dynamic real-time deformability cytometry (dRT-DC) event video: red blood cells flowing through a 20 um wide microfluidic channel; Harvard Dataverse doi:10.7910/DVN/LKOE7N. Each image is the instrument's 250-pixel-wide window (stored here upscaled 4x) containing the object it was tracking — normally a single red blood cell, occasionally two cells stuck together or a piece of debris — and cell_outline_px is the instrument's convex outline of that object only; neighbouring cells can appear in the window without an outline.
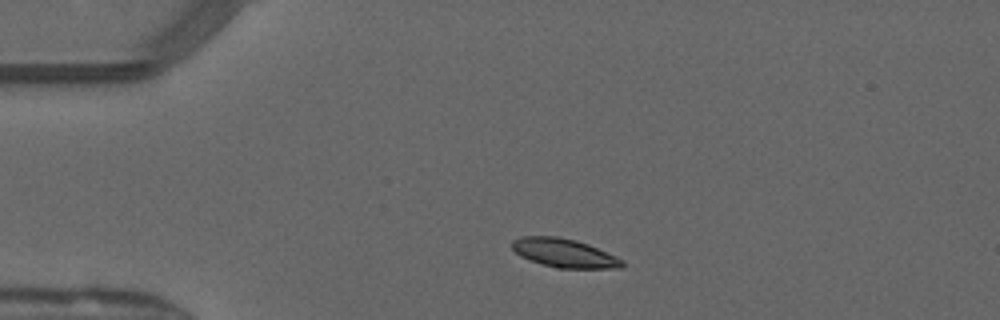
{"species": "common noctule bat (a hibernating species)", "species_latin": "Nyctalus noctula", "temperature_condition": "warm", "stored_images_in_passage": 40, "camera_frame_rate_fps": 3000, "um_per_image_px": 0.085, "animal": {"sex": "male", "forearm_length_mm": 52.5}, "frame": {"image": 1, "passage_image": 1, "time_ms": 0.0, "image_size_px": [1000, 320], "cell_outline_px": [[624, 264], [620, 268], [556, 268], [520, 256], [512, 248], [512, 240], [520, 236], [560, 236], [576, 240], [588, 244], [616, 256], [624, 260]], "centroid_in_image_um": [47.96, 21.49], "position_along_channel_um": 37.0, "area_um2": 18.38}}
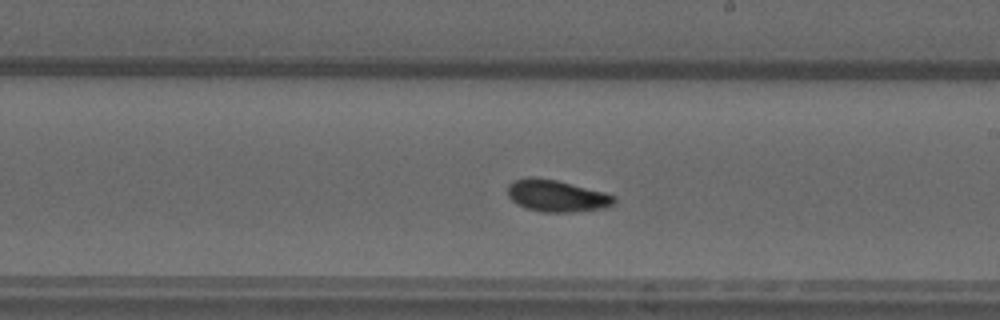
{"frame": {"image": 2, "passage_image": 19, "time_ms": 6.0, "image_size_px": [1000, 320], "cell_outline_px": [[616, 200], [608, 208], [572, 212], [540, 212], [524, 208], [512, 200], [508, 196], [508, 184], [512, 180], [532, 176], [556, 180], [604, 192], [616, 196]], "centroid_in_image_um": [47.3, 16.65], "position_along_channel_um": 241.7, "area_um2": 19.94}}
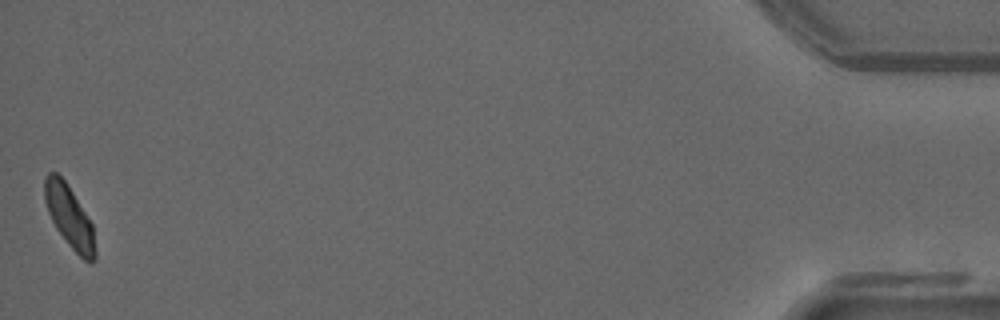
{"frame": {"image": 3, "passage_image": 40, "time_ms": 13.0, "image_size_px": [1000, 320], "cell_outline_px": [[96, 260], [92, 264], [84, 260], [68, 244], [56, 228], [48, 212], [44, 200], [44, 180], [48, 172], [56, 172], [64, 180], [72, 192], [92, 224], [96, 252]], "centroid_in_image_um": [5.89, 18.45], "position_along_channel_um": 429.3, "area_um2": 18.09}, "authors_computed_cell_mechanics": {"area_um2": 19.0162, "velocity_mm_per_s": 4.059, "shape_relaxation_time_tau1_ms": 2.2474, "shape_relaxation_time_tau2_ms": 3.245, "deformation_change_tau1": 0.1078, "deformation_change_tau2": 0.0762}}